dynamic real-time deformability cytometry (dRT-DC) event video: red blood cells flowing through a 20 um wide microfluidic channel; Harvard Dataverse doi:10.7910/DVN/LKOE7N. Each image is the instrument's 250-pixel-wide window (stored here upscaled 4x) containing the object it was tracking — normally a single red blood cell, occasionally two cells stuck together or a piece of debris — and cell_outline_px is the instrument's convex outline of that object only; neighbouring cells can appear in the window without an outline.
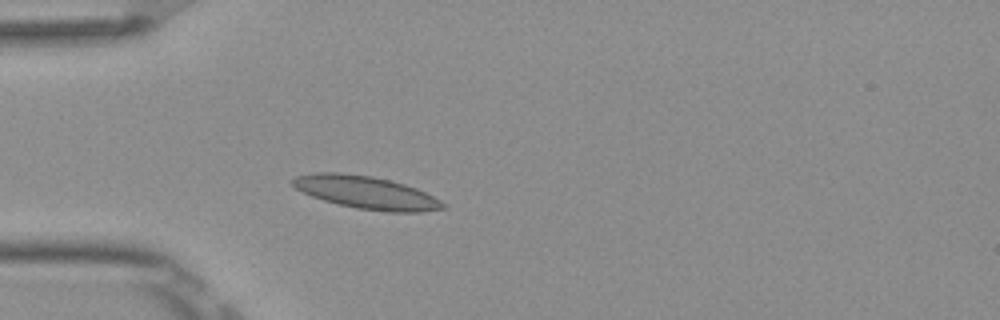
{"species": "Egyptian fruit bat (a non-hibernating species)", "species_latin": "Rousettus aegyptiacus", "temperature_condition": "room temperature", "stored_images_in_passage": 38, "camera_frame_rate_fps": 3000, "um_per_image_px": 0.085, "frame": {"image": 1, "passage_image": 1, "time_ms": 0.0, "image_size_px": [1000, 320], "cell_outline_px": [[448, 208], [424, 212], [388, 212], [356, 208], [324, 200], [312, 196], [296, 188], [288, 180], [296, 176], [316, 172], [336, 172], [372, 176], [404, 184], [416, 188], [448, 204]], "centroid_in_image_um": [31.15, 16.37], "position_along_channel_um": 53.8, "area_um2": 28.67}}
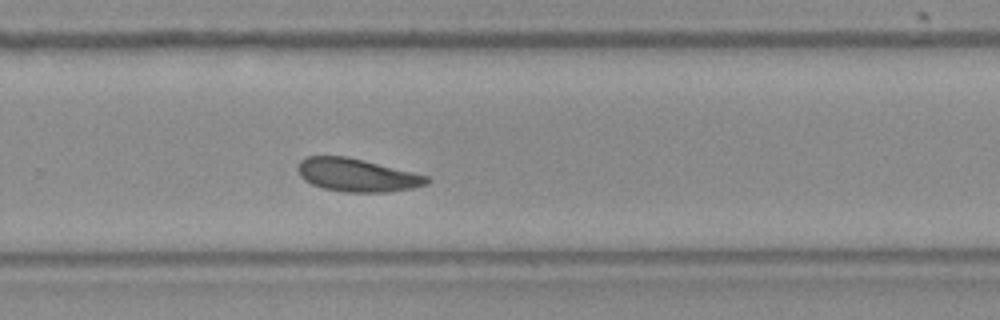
{"frame": {"image": 2, "passage_image": 21, "time_ms": 6.667, "image_size_px": [1000, 320], "cell_outline_px": [[432, 180], [428, 184], [412, 188], [388, 192], [344, 192], [324, 188], [312, 184], [304, 180], [300, 176], [296, 168], [300, 160], [308, 156], [344, 156], [364, 160], [428, 176]], "centroid_in_image_um": [30.33, 14.88], "position_along_channel_um": 299.5, "area_um2": 24.85}}
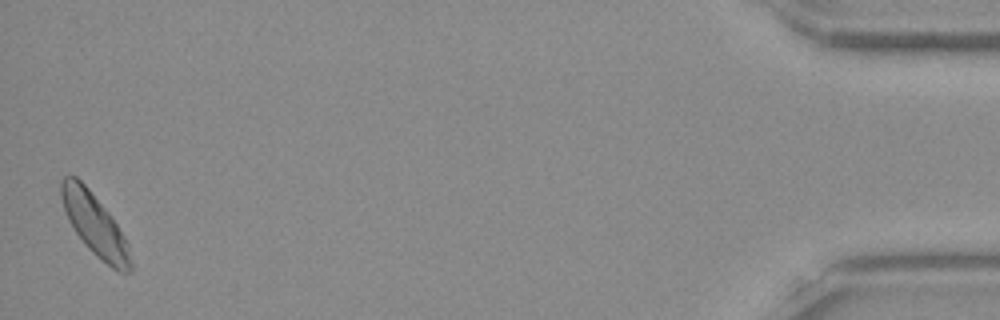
{"frame": {"image": 3, "passage_image": 38, "time_ms": 12.333, "image_size_px": [1000, 320], "cell_outline_px": [[132, 272], [120, 272], [112, 268], [96, 256], [84, 244], [68, 220], [60, 196], [60, 180], [64, 176], [76, 176], [88, 188], [108, 212], [124, 236], [128, 244], [132, 264]], "centroid_in_image_um": [8.05, 19.1], "position_along_channel_um": 427.2, "area_um2": 24.74}, "authors_computed_cell_mechanics": {"area_um2": 24.7384, "velocity_mm_per_s": 3.8131, "shape_relaxation_time_tau1_ms": null, "shape_relaxation_time_tau2_ms": 8.8187, "deformation_change_tau1": null, "deformation_change_tau2": 0.1329}}